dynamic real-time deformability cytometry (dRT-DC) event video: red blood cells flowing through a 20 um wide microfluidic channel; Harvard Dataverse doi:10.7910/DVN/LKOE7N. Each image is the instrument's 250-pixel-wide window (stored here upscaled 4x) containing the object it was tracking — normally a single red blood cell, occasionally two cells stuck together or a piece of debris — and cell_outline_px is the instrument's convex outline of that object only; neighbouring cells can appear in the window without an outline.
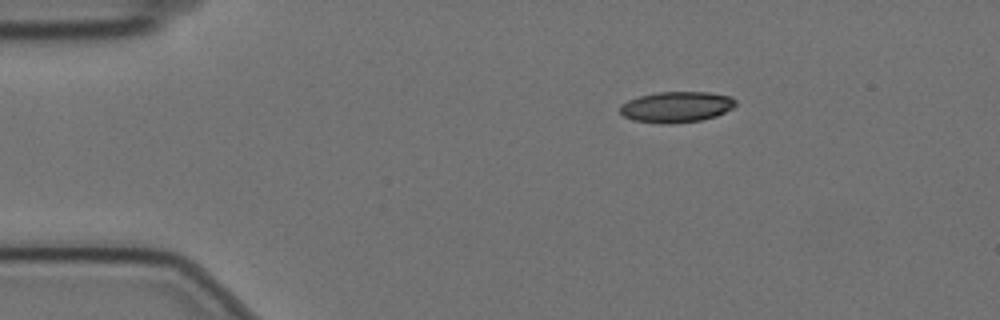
{"species": "Egyptian fruit bat (a non-hibernating species)", "species_latin": "Rousettus aegyptiacus", "temperature_condition": "cold", "stored_images_in_passage": 49, "camera_frame_rate_fps": 3000, "um_per_image_px": 0.085, "animal": {"sex": "female"}, "frame": {"image": 1, "passage_image": 1, "time_ms": 0.0, "image_size_px": [1000, 320], "cell_outline_px": [[736, 104], [732, 108], [716, 116], [700, 120], [672, 124], [660, 124], [632, 120], [624, 116], [620, 112], [620, 104], [628, 100], [640, 96], [656, 92], [708, 92], [732, 96], [736, 100]], "centroid_in_image_um": [57.48, 9.09], "position_along_channel_um": 27.5, "area_um2": 20.92}}
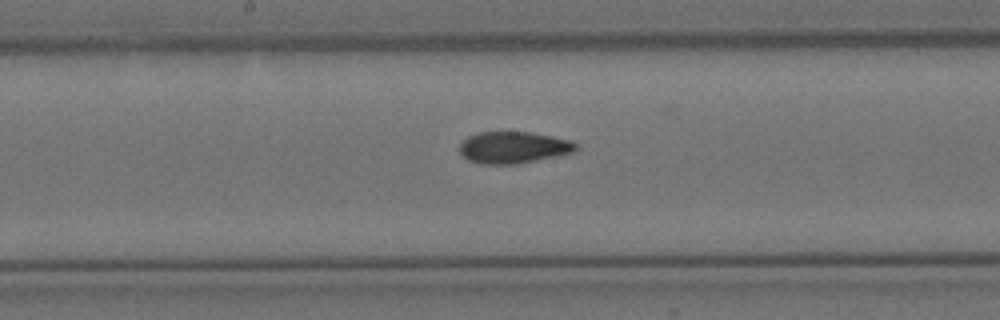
{"frame": {"image": 2, "passage_image": 21, "time_ms": 6.667, "image_size_px": [1000, 320], "cell_outline_px": [[576, 148], [572, 152], [556, 156], [516, 164], [480, 164], [468, 160], [460, 152], [460, 144], [468, 136], [480, 132], [532, 132], [572, 140], [576, 144]], "centroid_in_image_um": [43.63, 12.53], "position_along_channel_um": 204.6, "area_um2": 21.39}}
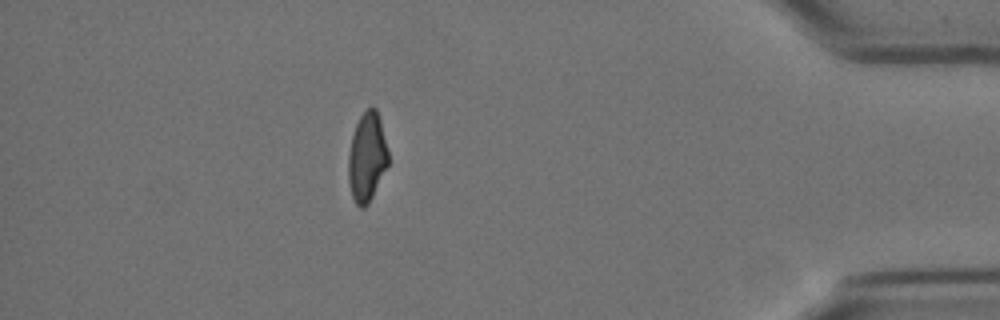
{"frame": {"image": 3, "passage_image": 42, "time_ms": 13.667, "image_size_px": [1000, 320], "cell_outline_px": [[388, 164], [368, 204], [364, 208], [360, 208], [356, 204], [352, 196], [348, 180], [348, 156], [352, 136], [356, 124], [360, 116], [368, 108], [376, 108], [380, 120], [388, 152]], "centroid_in_image_um": [31.18, 13.38], "position_along_channel_um": 404.0, "area_um2": 20.4}, "authors_computed_cell_mechanics": {"area_um2": 21.5016, "velocity_mm_per_s": 3.5211, "shape_relaxation_time_tau1_ms": 6.9295, "shape_relaxation_time_tau2_ms": 2.1886, "deformation_change_tau1": 0.1861, "deformation_change_tau2": 0.0837}}